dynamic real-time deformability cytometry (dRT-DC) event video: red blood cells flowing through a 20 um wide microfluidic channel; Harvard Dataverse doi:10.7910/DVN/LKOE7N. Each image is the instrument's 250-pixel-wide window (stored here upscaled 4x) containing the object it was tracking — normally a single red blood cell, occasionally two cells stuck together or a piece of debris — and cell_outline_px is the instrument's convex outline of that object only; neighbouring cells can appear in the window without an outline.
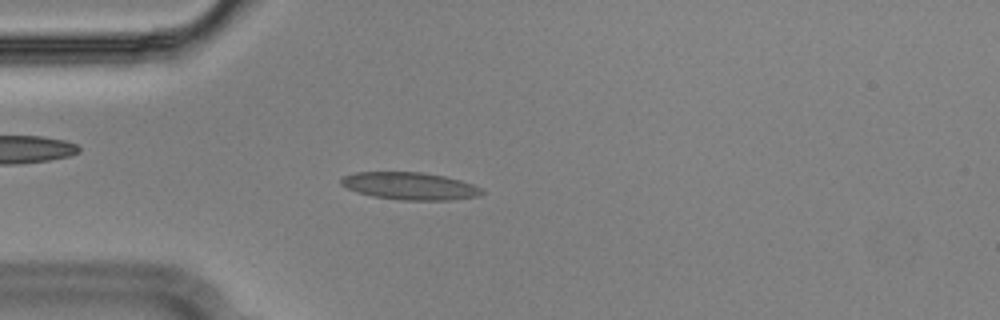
{"species": "Egyptian fruit bat (a non-hibernating species)", "species_latin": "Rousettus aegyptiacus", "temperature_condition": "cold", "stored_images_in_passage": 43, "camera_frame_rate_fps": 3000, "um_per_image_px": 0.085, "animal": {"sex": "male"}, "frame": {"image": 1, "passage_image": 3, "time_ms": 0.667, "image_size_px": [1000, 320], "cell_outline_px": [[484, 192], [480, 196], [448, 200], [400, 200], [372, 196], [356, 192], [340, 184], [340, 180], [344, 176], [356, 172], [420, 172], [444, 176], [460, 180], [472, 184], [480, 188]], "centroid_in_image_um": [34.83, 15.81], "position_along_channel_um": 50.2, "area_um2": 22.43}}
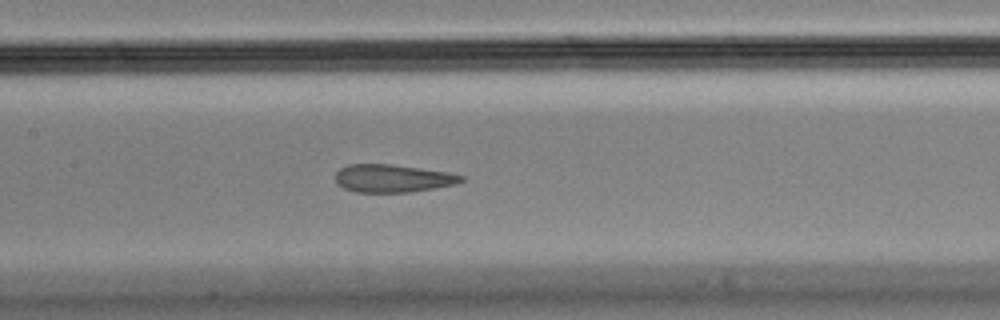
{"frame": {"image": 2, "passage_image": 14, "time_ms": 4.333, "image_size_px": [1000, 320], "cell_outline_px": [[464, 180], [452, 184], [432, 188], [408, 192], [356, 192], [344, 188], [336, 184], [336, 172], [340, 168], [348, 164], [388, 164], [448, 172], [464, 176]], "centroid_in_image_um": [33.31, 15.15], "position_along_channel_um": 174.1, "area_um2": 20.11}}
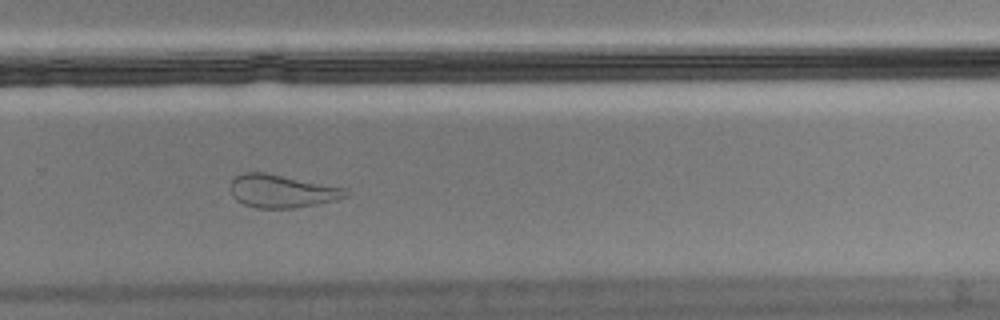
{"frame": {"image": 3, "passage_image": 25, "time_ms": 8.0, "image_size_px": [1000, 320], "cell_outline_px": [[348, 196], [336, 200], [296, 208], [256, 208], [244, 204], [236, 200], [232, 196], [232, 180], [236, 176], [244, 172], [264, 172], [344, 188], [348, 192]], "centroid_in_image_um": [23.94, 16.25], "position_along_channel_um": 305.9, "area_um2": 21.91}, "authors_computed_cell_mechanics": {"area_um2": 22.1952, "velocity_mm_per_s": 3.6132, "shape_relaxation_time_tau1_ms": null, "shape_relaxation_time_tau2_ms": 1.3348, "deformation_change_tau1": null, "deformation_change_tau2": 0.0959}}